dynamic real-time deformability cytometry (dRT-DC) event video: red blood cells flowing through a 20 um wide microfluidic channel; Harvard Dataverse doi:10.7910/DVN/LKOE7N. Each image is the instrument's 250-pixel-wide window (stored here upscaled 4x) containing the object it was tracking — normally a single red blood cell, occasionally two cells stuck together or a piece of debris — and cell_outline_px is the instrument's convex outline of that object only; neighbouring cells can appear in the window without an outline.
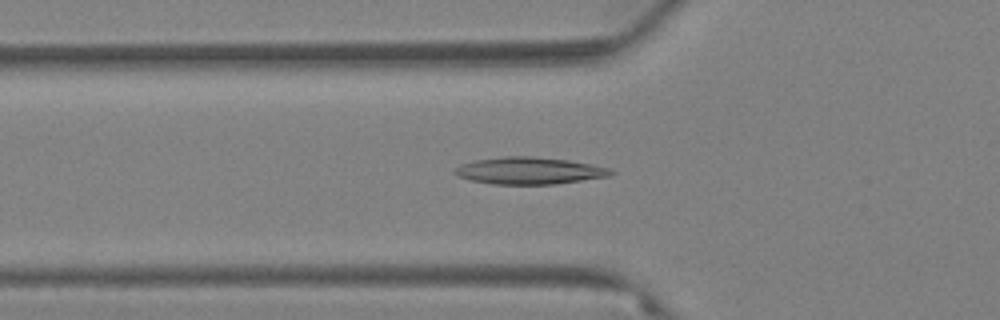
{"species": "Egyptian fruit bat (a non-hibernating species)", "species_latin": "Rousettus aegyptiacus", "temperature_condition": "warm", "stored_images_in_passage": 61, "camera_frame_rate_fps": 3000, "um_per_image_px": 0.085, "animal": {"sex": "female"}, "frame": {"image": 1, "passage_image": 21, "time_ms": 6.667, "image_size_px": [1000, 320], "cell_outline_px": [[616, 172], [612, 176], [556, 184], [492, 184], [472, 180], [460, 176], [456, 172], [456, 168], [460, 164], [472, 160], [508, 156], [528, 156], [568, 160], [592, 164], [612, 168]], "centroid_in_image_um": [45.08, 14.51], "position_along_channel_um": 80.7, "area_um2": 24.57}}
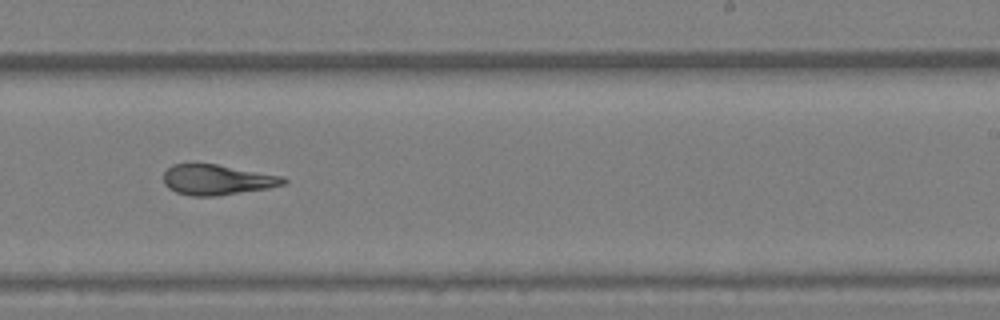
{"frame": {"image": 2, "passage_image": 38, "time_ms": 12.333, "image_size_px": [1000, 320], "cell_outline_px": [[288, 180], [284, 184], [268, 188], [216, 196], [192, 196], [176, 192], [168, 188], [164, 184], [164, 172], [172, 164], [216, 164], [284, 176]], "centroid_in_image_um": [18.45, 15.28], "position_along_channel_um": 270.5, "area_um2": 21.15}}
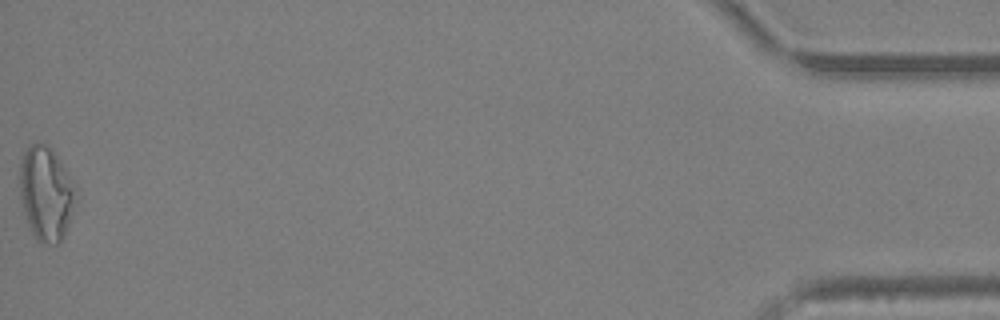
{"frame": {"image": 3, "passage_image": 61, "time_ms": 20.0, "image_size_px": [1000, 320], "cell_outline_px": [[76, 188], [64, 236], [56, 244], [44, 244], [36, 240], [28, 224], [24, 212], [20, 196], [20, 164], [24, 152], [32, 144], [48, 144], [56, 156]], "centroid_in_image_um": [3.86, 16.46], "position_along_channel_um": 431.3, "area_um2": 29.71}, "authors_computed_cell_mechanics": {"area_um2": 23.1778, "velocity_mm_per_s": 3.346, "shape_relaxation_time_tau1_ms": null, "shape_relaxation_time_tau2_ms": 1.9182, "deformation_change_tau1": null, "deformation_change_tau2": 0.1061}}